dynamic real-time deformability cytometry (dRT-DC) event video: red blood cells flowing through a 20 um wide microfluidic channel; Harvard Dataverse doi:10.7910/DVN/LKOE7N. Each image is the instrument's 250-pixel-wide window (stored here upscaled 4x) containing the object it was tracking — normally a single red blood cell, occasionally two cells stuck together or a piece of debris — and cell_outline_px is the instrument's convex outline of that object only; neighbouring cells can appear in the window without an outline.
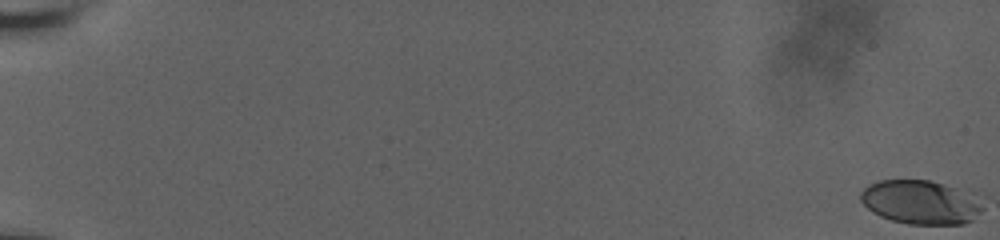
{"species": "human", "species_latin": "Homo sapiens", "temperature_condition": "room temperature", "stored_images_in_passage": 23, "camera_frame_rate_fps": 3000, "um_per_image_px": 0.085, "donor": {"sex": "male"}, "frame": {"image": 1, "passage_image": 1, "time_ms": 0.0, "image_size_px": [1000, 240], "cell_outline_px": [[984, 208], [972, 220], [964, 224], [908, 224], [892, 220], [880, 216], [872, 212], [860, 200], [860, 192], [868, 184], [880, 180], [928, 180], [952, 188], [984, 204]], "centroid_in_image_um": [78.16, 17.21], "position_along_channel_um": 6.8, "area_um2": 30.52}}
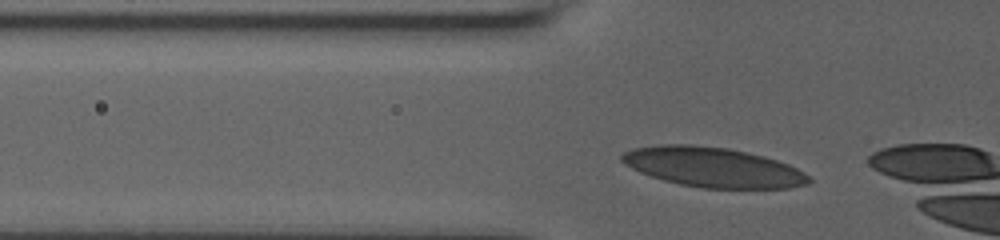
{"frame": {"image": 2, "passage_image": 20, "time_ms": 6.333, "image_size_px": [1000, 240], "cell_outline_px": [[812, 180], [808, 184], [788, 188], [704, 188], [680, 184], [664, 180], [640, 172], [624, 164], [620, 160], [620, 156], [624, 152], [636, 148], [660, 144], [692, 144], [728, 148], [748, 152], [764, 156], [788, 164], [804, 172]], "centroid_in_image_um": [60.6, 14.21], "position_along_channel_um": 65.2, "area_um2": 43.29}}